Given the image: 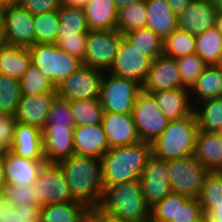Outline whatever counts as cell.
I'll return each mask as SVG.
<instances>
[{"instance_id":"39","label":"cell","mask_w":222,"mask_h":222,"mask_svg":"<svg viewBox=\"0 0 222 222\" xmlns=\"http://www.w3.org/2000/svg\"><path fill=\"white\" fill-rule=\"evenodd\" d=\"M59 24L58 11L34 15L35 43H56Z\"/></svg>"},{"instance_id":"25","label":"cell","mask_w":222,"mask_h":222,"mask_svg":"<svg viewBox=\"0 0 222 222\" xmlns=\"http://www.w3.org/2000/svg\"><path fill=\"white\" fill-rule=\"evenodd\" d=\"M194 155L210 172H222L220 132L198 131Z\"/></svg>"},{"instance_id":"44","label":"cell","mask_w":222,"mask_h":222,"mask_svg":"<svg viewBox=\"0 0 222 222\" xmlns=\"http://www.w3.org/2000/svg\"><path fill=\"white\" fill-rule=\"evenodd\" d=\"M203 217L204 212L197 198L177 193L176 221L170 222H199Z\"/></svg>"},{"instance_id":"40","label":"cell","mask_w":222,"mask_h":222,"mask_svg":"<svg viewBox=\"0 0 222 222\" xmlns=\"http://www.w3.org/2000/svg\"><path fill=\"white\" fill-rule=\"evenodd\" d=\"M176 63L182 85L189 90L196 84L198 77L208 66L196 53L178 57Z\"/></svg>"},{"instance_id":"38","label":"cell","mask_w":222,"mask_h":222,"mask_svg":"<svg viewBox=\"0 0 222 222\" xmlns=\"http://www.w3.org/2000/svg\"><path fill=\"white\" fill-rule=\"evenodd\" d=\"M195 46L196 35L177 28L163 40V54L176 59L194 54Z\"/></svg>"},{"instance_id":"24","label":"cell","mask_w":222,"mask_h":222,"mask_svg":"<svg viewBox=\"0 0 222 222\" xmlns=\"http://www.w3.org/2000/svg\"><path fill=\"white\" fill-rule=\"evenodd\" d=\"M146 11V28L162 40L178 28V16L175 15L167 0H146Z\"/></svg>"},{"instance_id":"50","label":"cell","mask_w":222,"mask_h":222,"mask_svg":"<svg viewBox=\"0 0 222 222\" xmlns=\"http://www.w3.org/2000/svg\"><path fill=\"white\" fill-rule=\"evenodd\" d=\"M81 222H105V213L99 208L89 209V211L83 216Z\"/></svg>"},{"instance_id":"55","label":"cell","mask_w":222,"mask_h":222,"mask_svg":"<svg viewBox=\"0 0 222 222\" xmlns=\"http://www.w3.org/2000/svg\"><path fill=\"white\" fill-rule=\"evenodd\" d=\"M10 152V147L0 138V158H4Z\"/></svg>"},{"instance_id":"48","label":"cell","mask_w":222,"mask_h":222,"mask_svg":"<svg viewBox=\"0 0 222 222\" xmlns=\"http://www.w3.org/2000/svg\"><path fill=\"white\" fill-rule=\"evenodd\" d=\"M17 3L33 15L58 11L61 7L60 0H17Z\"/></svg>"},{"instance_id":"16","label":"cell","mask_w":222,"mask_h":222,"mask_svg":"<svg viewBox=\"0 0 222 222\" xmlns=\"http://www.w3.org/2000/svg\"><path fill=\"white\" fill-rule=\"evenodd\" d=\"M177 88L184 87L176 59L162 54L151 61L146 80L142 85V90L145 92H157Z\"/></svg>"},{"instance_id":"10","label":"cell","mask_w":222,"mask_h":222,"mask_svg":"<svg viewBox=\"0 0 222 222\" xmlns=\"http://www.w3.org/2000/svg\"><path fill=\"white\" fill-rule=\"evenodd\" d=\"M123 37L116 29L89 31L83 65L108 72L114 64Z\"/></svg>"},{"instance_id":"36","label":"cell","mask_w":222,"mask_h":222,"mask_svg":"<svg viewBox=\"0 0 222 222\" xmlns=\"http://www.w3.org/2000/svg\"><path fill=\"white\" fill-rule=\"evenodd\" d=\"M75 126L96 125L102 123L103 107L99 98L71 101Z\"/></svg>"},{"instance_id":"7","label":"cell","mask_w":222,"mask_h":222,"mask_svg":"<svg viewBox=\"0 0 222 222\" xmlns=\"http://www.w3.org/2000/svg\"><path fill=\"white\" fill-rule=\"evenodd\" d=\"M210 171L191 155L168 161V175L172 192L197 198Z\"/></svg>"},{"instance_id":"5","label":"cell","mask_w":222,"mask_h":222,"mask_svg":"<svg viewBox=\"0 0 222 222\" xmlns=\"http://www.w3.org/2000/svg\"><path fill=\"white\" fill-rule=\"evenodd\" d=\"M29 50L32 63L51 79L55 86L83 65L81 60L58 47L56 43H35Z\"/></svg>"},{"instance_id":"20","label":"cell","mask_w":222,"mask_h":222,"mask_svg":"<svg viewBox=\"0 0 222 222\" xmlns=\"http://www.w3.org/2000/svg\"><path fill=\"white\" fill-rule=\"evenodd\" d=\"M75 154L99 160L110 149L102 123L75 126L73 132Z\"/></svg>"},{"instance_id":"34","label":"cell","mask_w":222,"mask_h":222,"mask_svg":"<svg viewBox=\"0 0 222 222\" xmlns=\"http://www.w3.org/2000/svg\"><path fill=\"white\" fill-rule=\"evenodd\" d=\"M41 206L35 204L12 206L10 201L0 193V222H40Z\"/></svg>"},{"instance_id":"8","label":"cell","mask_w":222,"mask_h":222,"mask_svg":"<svg viewBox=\"0 0 222 222\" xmlns=\"http://www.w3.org/2000/svg\"><path fill=\"white\" fill-rule=\"evenodd\" d=\"M132 114L140 140L150 144L170 123V120L159 110L154 96L143 90L136 98Z\"/></svg>"},{"instance_id":"49","label":"cell","mask_w":222,"mask_h":222,"mask_svg":"<svg viewBox=\"0 0 222 222\" xmlns=\"http://www.w3.org/2000/svg\"><path fill=\"white\" fill-rule=\"evenodd\" d=\"M16 124L17 121L14 119V115L0 112V138L10 148L14 139Z\"/></svg>"},{"instance_id":"53","label":"cell","mask_w":222,"mask_h":222,"mask_svg":"<svg viewBox=\"0 0 222 222\" xmlns=\"http://www.w3.org/2000/svg\"><path fill=\"white\" fill-rule=\"evenodd\" d=\"M88 0H60L61 6L84 7Z\"/></svg>"},{"instance_id":"63","label":"cell","mask_w":222,"mask_h":222,"mask_svg":"<svg viewBox=\"0 0 222 222\" xmlns=\"http://www.w3.org/2000/svg\"><path fill=\"white\" fill-rule=\"evenodd\" d=\"M204 220L206 221V222H217V221H212V220H210L206 215H204Z\"/></svg>"},{"instance_id":"45","label":"cell","mask_w":222,"mask_h":222,"mask_svg":"<svg viewBox=\"0 0 222 222\" xmlns=\"http://www.w3.org/2000/svg\"><path fill=\"white\" fill-rule=\"evenodd\" d=\"M177 193L171 192L162 201L151 207L150 222L176 221Z\"/></svg>"},{"instance_id":"51","label":"cell","mask_w":222,"mask_h":222,"mask_svg":"<svg viewBox=\"0 0 222 222\" xmlns=\"http://www.w3.org/2000/svg\"><path fill=\"white\" fill-rule=\"evenodd\" d=\"M193 0H167L175 15L179 16Z\"/></svg>"},{"instance_id":"57","label":"cell","mask_w":222,"mask_h":222,"mask_svg":"<svg viewBox=\"0 0 222 222\" xmlns=\"http://www.w3.org/2000/svg\"><path fill=\"white\" fill-rule=\"evenodd\" d=\"M215 27L222 35V12L218 11L216 15Z\"/></svg>"},{"instance_id":"61","label":"cell","mask_w":222,"mask_h":222,"mask_svg":"<svg viewBox=\"0 0 222 222\" xmlns=\"http://www.w3.org/2000/svg\"><path fill=\"white\" fill-rule=\"evenodd\" d=\"M6 40L3 33H0V51L6 46Z\"/></svg>"},{"instance_id":"46","label":"cell","mask_w":222,"mask_h":222,"mask_svg":"<svg viewBox=\"0 0 222 222\" xmlns=\"http://www.w3.org/2000/svg\"><path fill=\"white\" fill-rule=\"evenodd\" d=\"M2 193L7 197L13 207L16 205L22 206L25 203L35 204V183L25 186L16 184L6 185Z\"/></svg>"},{"instance_id":"30","label":"cell","mask_w":222,"mask_h":222,"mask_svg":"<svg viewBox=\"0 0 222 222\" xmlns=\"http://www.w3.org/2000/svg\"><path fill=\"white\" fill-rule=\"evenodd\" d=\"M195 53L208 65H222V35L213 26L196 35Z\"/></svg>"},{"instance_id":"28","label":"cell","mask_w":222,"mask_h":222,"mask_svg":"<svg viewBox=\"0 0 222 222\" xmlns=\"http://www.w3.org/2000/svg\"><path fill=\"white\" fill-rule=\"evenodd\" d=\"M31 62L29 48L6 45L0 51V74L20 79Z\"/></svg>"},{"instance_id":"54","label":"cell","mask_w":222,"mask_h":222,"mask_svg":"<svg viewBox=\"0 0 222 222\" xmlns=\"http://www.w3.org/2000/svg\"><path fill=\"white\" fill-rule=\"evenodd\" d=\"M5 175H4V158H0V193L5 188Z\"/></svg>"},{"instance_id":"52","label":"cell","mask_w":222,"mask_h":222,"mask_svg":"<svg viewBox=\"0 0 222 222\" xmlns=\"http://www.w3.org/2000/svg\"><path fill=\"white\" fill-rule=\"evenodd\" d=\"M202 209L210 220L222 222V207H202Z\"/></svg>"},{"instance_id":"17","label":"cell","mask_w":222,"mask_h":222,"mask_svg":"<svg viewBox=\"0 0 222 222\" xmlns=\"http://www.w3.org/2000/svg\"><path fill=\"white\" fill-rule=\"evenodd\" d=\"M216 0H193L178 16V29L198 35L215 26Z\"/></svg>"},{"instance_id":"18","label":"cell","mask_w":222,"mask_h":222,"mask_svg":"<svg viewBox=\"0 0 222 222\" xmlns=\"http://www.w3.org/2000/svg\"><path fill=\"white\" fill-rule=\"evenodd\" d=\"M102 125L110 149L132 145L141 141L132 113L123 114L104 111Z\"/></svg>"},{"instance_id":"13","label":"cell","mask_w":222,"mask_h":222,"mask_svg":"<svg viewBox=\"0 0 222 222\" xmlns=\"http://www.w3.org/2000/svg\"><path fill=\"white\" fill-rule=\"evenodd\" d=\"M151 60L123 37L109 73L131 79L141 86L146 80Z\"/></svg>"},{"instance_id":"9","label":"cell","mask_w":222,"mask_h":222,"mask_svg":"<svg viewBox=\"0 0 222 222\" xmlns=\"http://www.w3.org/2000/svg\"><path fill=\"white\" fill-rule=\"evenodd\" d=\"M35 205H51L75 201L64 173L56 163H45L35 181Z\"/></svg>"},{"instance_id":"42","label":"cell","mask_w":222,"mask_h":222,"mask_svg":"<svg viewBox=\"0 0 222 222\" xmlns=\"http://www.w3.org/2000/svg\"><path fill=\"white\" fill-rule=\"evenodd\" d=\"M202 207H222V172H210L197 197Z\"/></svg>"},{"instance_id":"23","label":"cell","mask_w":222,"mask_h":222,"mask_svg":"<svg viewBox=\"0 0 222 222\" xmlns=\"http://www.w3.org/2000/svg\"><path fill=\"white\" fill-rule=\"evenodd\" d=\"M10 151L19 157L45 160L42 130L17 122Z\"/></svg>"},{"instance_id":"2","label":"cell","mask_w":222,"mask_h":222,"mask_svg":"<svg viewBox=\"0 0 222 222\" xmlns=\"http://www.w3.org/2000/svg\"><path fill=\"white\" fill-rule=\"evenodd\" d=\"M151 156L152 146L144 141L109 149L101 158L104 186L139 180Z\"/></svg>"},{"instance_id":"37","label":"cell","mask_w":222,"mask_h":222,"mask_svg":"<svg viewBox=\"0 0 222 222\" xmlns=\"http://www.w3.org/2000/svg\"><path fill=\"white\" fill-rule=\"evenodd\" d=\"M21 95H35L45 92H56V86L32 62L25 74L19 79Z\"/></svg>"},{"instance_id":"56","label":"cell","mask_w":222,"mask_h":222,"mask_svg":"<svg viewBox=\"0 0 222 222\" xmlns=\"http://www.w3.org/2000/svg\"><path fill=\"white\" fill-rule=\"evenodd\" d=\"M118 9L127 6L133 2L144 1V0H113Z\"/></svg>"},{"instance_id":"22","label":"cell","mask_w":222,"mask_h":222,"mask_svg":"<svg viewBox=\"0 0 222 222\" xmlns=\"http://www.w3.org/2000/svg\"><path fill=\"white\" fill-rule=\"evenodd\" d=\"M45 160H32L19 157L11 151L4 157V175L6 185L34 184Z\"/></svg>"},{"instance_id":"6","label":"cell","mask_w":222,"mask_h":222,"mask_svg":"<svg viewBox=\"0 0 222 222\" xmlns=\"http://www.w3.org/2000/svg\"><path fill=\"white\" fill-rule=\"evenodd\" d=\"M142 86L134 80L105 72L99 100L105 112L133 113Z\"/></svg>"},{"instance_id":"62","label":"cell","mask_w":222,"mask_h":222,"mask_svg":"<svg viewBox=\"0 0 222 222\" xmlns=\"http://www.w3.org/2000/svg\"><path fill=\"white\" fill-rule=\"evenodd\" d=\"M216 4L218 11L222 12V0H216Z\"/></svg>"},{"instance_id":"11","label":"cell","mask_w":222,"mask_h":222,"mask_svg":"<svg viewBox=\"0 0 222 222\" xmlns=\"http://www.w3.org/2000/svg\"><path fill=\"white\" fill-rule=\"evenodd\" d=\"M104 74L105 72L99 69L81 65L76 72L56 86L57 97L68 101L99 98Z\"/></svg>"},{"instance_id":"35","label":"cell","mask_w":222,"mask_h":222,"mask_svg":"<svg viewBox=\"0 0 222 222\" xmlns=\"http://www.w3.org/2000/svg\"><path fill=\"white\" fill-rule=\"evenodd\" d=\"M123 36L151 61L163 54V40L148 28L133 30Z\"/></svg>"},{"instance_id":"14","label":"cell","mask_w":222,"mask_h":222,"mask_svg":"<svg viewBox=\"0 0 222 222\" xmlns=\"http://www.w3.org/2000/svg\"><path fill=\"white\" fill-rule=\"evenodd\" d=\"M139 184L147 204L152 207L172 192L168 161L151 156L140 175Z\"/></svg>"},{"instance_id":"12","label":"cell","mask_w":222,"mask_h":222,"mask_svg":"<svg viewBox=\"0 0 222 222\" xmlns=\"http://www.w3.org/2000/svg\"><path fill=\"white\" fill-rule=\"evenodd\" d=\"M3 34L7 45L30 48L35 44L34 15L18 3L4 8Z\"/></svg>"},{"instance_id":"32","label":"cell","mask_w":222,"mask_h":222,"mask_svg":"<svg viewBox=\"0 0 222 222\" xmlns=\"http://www.w3.org/2000/svg\"><path fill=\"white\" fill-rule=\"evenodd\" d=\"M89 209L78 201L41 206L40 222H81Z\"/></svg>"},{"instance_id":"26","label":"cell","mask_w":222,"mask_h":222,"mask_svg":"<svg viewBox=\"0 0 222 222\" xmlns=\"http://www.w3.org/2000/svg\"><path fill=\"white\" fill-rule=\"evenodd\" d=\"M83 9L89 31L116 29L118 8L113 0H88Z\"/></svg>"},{"instance_id":"27","label":"cell","mask_w":222,"mask_h":222,"mask_svg":"<svg viewBox=\"0 0 222 222\" xmlns=\"http://www.w3.org/2000/svg\"><path fill=\"white\" fill-rule=\"evenodd\" d=\"M190 93L194 106L206 99L222 97V65L207 66Z\"/></svg>"},{"instance_id":"33","label":"cell","mask_w":222,"mask_h":222,"mask_svg":"<svg viewBox=\"0 0 222 222\" xmlns=\"http://www.w3.org/2000/svg\"><path fill=\"white\" fill-rule=\"evenodd\" d=\"M147 11L146 0L133 2L118 9L116 30L127 34L133 30L146 28Z\"/></svg>"},{"instance_id":"58","label":"cell","mask_w":222,"mask_h":222,"mask_svg":"<svg viewBox=\"0 0 222 222\" xmlns=\"http://www.w3.org/2000/svg\"><path fill=\"white\" fill-rule=\"evenodd\" d=\"M105 222H130V221L105 213Z\"/></svg>"},{"instance_id":"29","label":"cell","mask_w":222,"mask_h":222,"mask_svg":"<svg viewBox=\"0 0 222 222\" xmlns=\"http://www.w3.org/2000/svg\"><path fill=\"white\" fill-rule=\"evenodd\" d=\"M58 37H87L89 28L83 7L61 6Z\"/></svg>"},{"instance_id":"1","label":"cell","mask_w":222,"mask_h":222,"mask_svg":"<svg viewBox=\"0 0 222 222\" xmlns=\"http://www.w3.org/2000/svg\"><path fill=\"white\" fill-rule=\"evenodd\" d=\"M57 164L65 175L75 201L88 209L98 208L105 188L101 160L74 154Z\"/></svg>"},{"instance_id":"59","label":"cell","mask_w":222,"mask_h":222,"mask_svg":"<svg viewBox=\"0 0 222 222\" xmlns=\"http://www.w3.org/2000/svg\"><path fill=\"white\" fill-rule=\"evenodd\" d=\"M15 3H17V0H0V7L4 9Z\"/></svg>"},{"instance_id":"31","label":"cell","mask_w":222,"mask_h":222,"mask_svg":"<svg viewBox=\"0 0 222 222\" xmlns=\"http://www.w3.org/2000/svg\"><path fill=\"white\" fill-rule=\"evenodd\" d=\"M199 131L220 132L222 130V97L210 98L194 106Z\"/></svg>"},{"instance_id":"15","label":"cell","mask_w":222,"mask_h":222,"mask_svg":"<svg viewBox=\"0 0 222 222\" xmlns=\"http://www.w3.org/2000/svg\"><path fill=\"white\" fill-rule=\"evenodd\" d=\"M57 97V92H45L35 95H21L14 119L21 124L34 126L43 130L51 104Z\"/></svg>"},{"instance_id":"19","label":"cell","mask_w":222,"mask_h":222,"mask_svg":"<svg viewBox=\"0 0 222 222\" xmlns=\"http://www.w3.org/2000/svg\"><path fill=\"white\" fill-rule=\"evenodd\" d=\"M74 127L45 126L43 150L46 163H58L75 154L73 143Z\"/></svg>"},{"instance_id":"60","label":"cell","mask_w":222,"mask_h":222,"mask_svg":"<svg viewBox=\"0 0 222 222\" xmlns=\"http://www.w3.org/2000/svg\"><path fill=\"white\" fill-rule=\"evenodd\" d=\"M4 9L0 7V33H3Z\"/></svg>"},{"instance_id":"4","label":"cell","mask_w":222,"mask_h":222,"mask_svg":"<svg viewBox=\"0 0 222 222\" xmlns=\"http://www.w3.org/2000/svg\"><path fill=\"white\" fill-rule=\"evenodd\" d=\"M198 131L194 112L185 118L170 120L166 129L151 143L152 155L166 161L194 155Z\"/></svg>"},{"instance_id":"41","label":"cell","mask_w":222,"mask_h":222,"mask_svg":"<svg viewBox=\"0 0 222 222\" xmlns=\"http://www.w3.org/2000/svg\"><path fill=\"white\" fill-rule=\"evenodd\" d=\"M20 97L19 79L0 74V112L14 115Z\"/></svg>"},{"instance_id":"47","label":"cell","mask_w":222,"mask_h":222,"mask_svg":"<svg viewBox=\"0 0 222 222\" xmlns=\"http://www.w3.org/2000/svg\"><path fill=\"white\" fill-rule=\"evenodd\" d=\"M57 46L82 62L86 56L87 37H57Z\"/></svg>"},{"instance_id":"3","label":"cell","mask_w":222,"mask_h":222,"mask_svg":"<svg viewBox=\"0 0 222 222\" xmlns=\"http://www.w3.org/2000/svg\"><path fill=\"white\" fill-rule=\"evenodd\" d=\"M99 209L130 222H150L151 207L143 196L139 180L104 186Z\"/></svg>"},{"instance_id":"43","label":"cell","mask_w":222,"mask_h":222,"mask_svg":"<svg viewBox=\"0 0 222 222\" xmlns=\"http://www.w3.org/2000/svg\"><path fill=\"white\" fill-rule=\"evenodd\" d=\"M45 126L75 127L71 101L56 97L51 104V110L47 117Z\"/></svg>"},{"instance_id":"21","label":"cell","mask_w":222,"mask_h":222,"mask_svg":"<svg viewBox=\"0 0 222 222\" xmlns=\"http://www.w3.org/2000/svg\"><path fill=\"white\" fill-rule=\"evenodd\" d=\"M151 93L159 107V110L169 120H178L190 116L194 112L190 90L177 88L160 90Z\"/></svg>"}]
</instances>
